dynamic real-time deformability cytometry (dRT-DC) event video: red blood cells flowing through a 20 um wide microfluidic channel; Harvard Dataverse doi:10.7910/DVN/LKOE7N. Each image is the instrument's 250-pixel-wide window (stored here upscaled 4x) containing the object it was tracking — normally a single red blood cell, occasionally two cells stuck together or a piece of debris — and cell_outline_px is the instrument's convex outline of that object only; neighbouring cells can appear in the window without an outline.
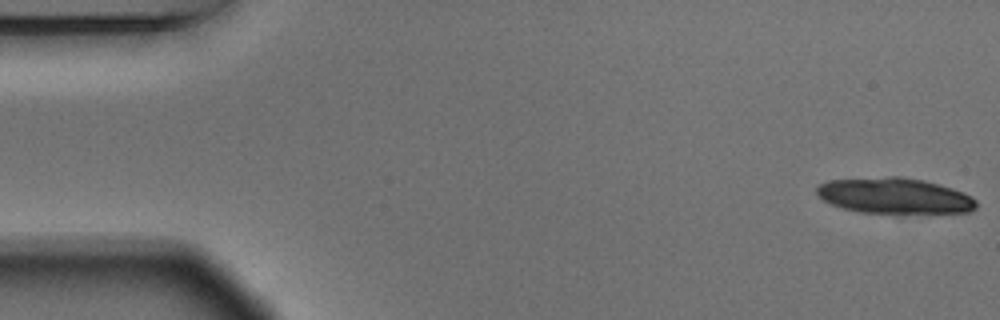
{"species": "Egyptian fruit bat (a non-hibernating species)", "species_latin": "Rousettus aegyptiacus", "temperature_condition": "warm", "stored_images_in_passage": 20, "camera_frame_rate_fps": 3000, "um_per_image_px": 0.085, "animal": {"sex": "male"}, "frame": {"image": 1, "passage_image": 1, "time_ms": 0.0, "image_size_px": [1000, 320], "cell_outline_px": [[976, 208], [968, 212], [904, 216], [860, 212], [844, 208], [832, 204], [824, 200], [816, 192], [816, 188], [820, 184], [828, 180], [888, 176], [900, 176], [924, 180], [952, 188], [964, 192], [972, 196], [976, 200]], "centroid_in_image_um": [76.1, 16.68], "position_along_channel_um": 8.9, "area_um2": 34.45}}